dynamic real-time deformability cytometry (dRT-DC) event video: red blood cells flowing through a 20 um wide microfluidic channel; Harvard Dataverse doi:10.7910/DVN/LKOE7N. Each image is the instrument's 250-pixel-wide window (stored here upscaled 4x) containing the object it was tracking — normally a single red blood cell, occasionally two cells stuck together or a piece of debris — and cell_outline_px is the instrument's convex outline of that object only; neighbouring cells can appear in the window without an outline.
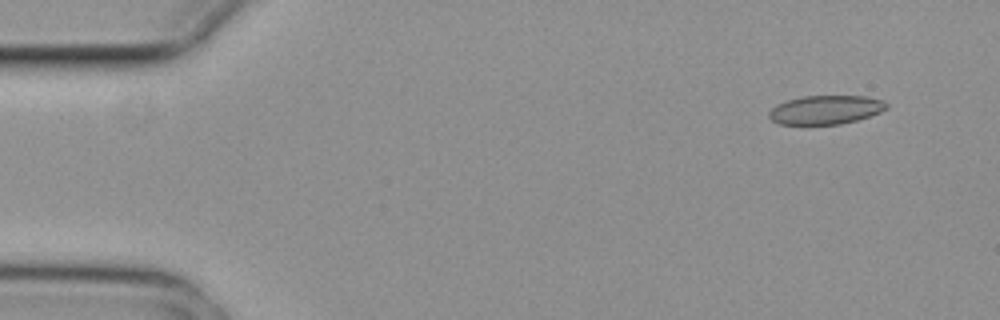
{"species": "common noctule bat (a hibernating species)", "species_latin": "Nyctalus noctula", "temperature_condition": "cold", "stored_images_in_passage": 4, "camera_frame_rate_fps": 3000, "um_per_image_px": 0.085, "animal": {"sex": "female", "body_mass_g": 29.2, "forearm_length_mm": 56.3}, "frame": {"image": 1, "passage_image": 1, "time_ms": 0.0, "image_size_px": [1000, 320], "cell_outline_px": [[888, 108], [880, 112], [856, 120], [840, 124], [780, 124], [772, 120], [768, 116], [768, 112], [776, 104], [788, 100], [804, 96], [868, 96], [884, 100], [888, 104]], "centroid_in_image_um": [70.19, 9.32], "position_along_channel_um": 14.8, "area_um2": 19.71}}
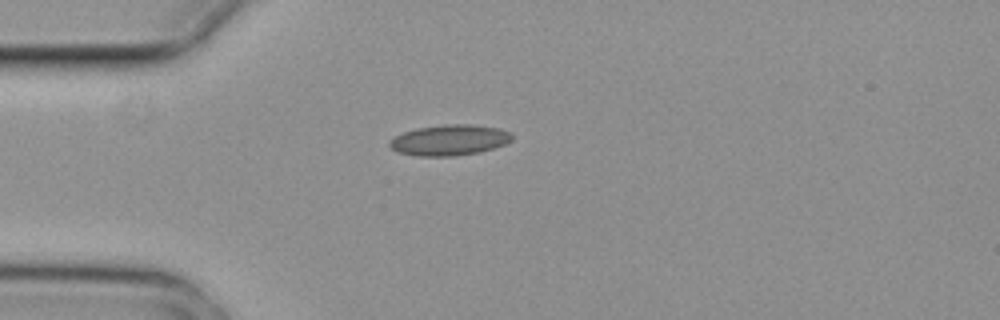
{"frame": {"image": 2, "passage_image": 4, "time_ms": 1.0, "image_size_px": [1000, 320], "cell_outline_px": [[512, 140], [504, 144], [480, 152], [452, 156], [420, 156], [396, 152], [388, 144], [388, 140], [404, 132], [416, 128], [448, 124], [472, 124], [500, 128], [512, 132]], "centroid_in_image_um": [38.21, 11.9], "position_along_channel_um": 46.8, "area_um2": 21.96}}